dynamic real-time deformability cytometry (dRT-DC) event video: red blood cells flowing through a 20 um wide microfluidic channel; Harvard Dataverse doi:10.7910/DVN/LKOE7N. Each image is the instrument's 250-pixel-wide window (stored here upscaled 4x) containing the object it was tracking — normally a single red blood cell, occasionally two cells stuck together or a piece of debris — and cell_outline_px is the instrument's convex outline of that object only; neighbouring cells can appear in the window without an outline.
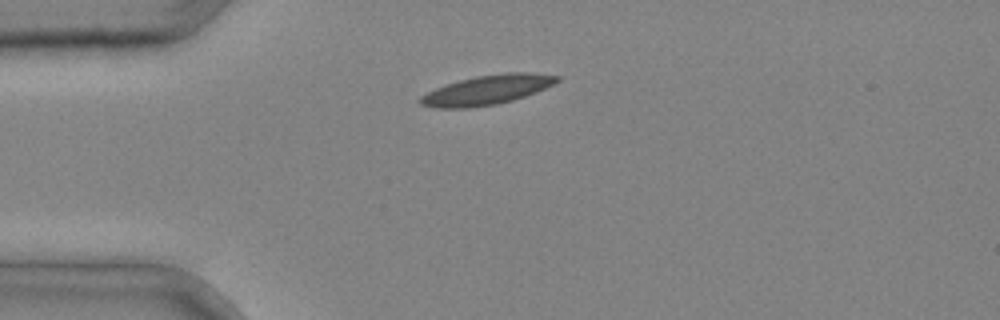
{"species": "common noctule bat (a hibernating species)", "species_latin": "Nyctalus noctula", "temperature_condition": "cold", "stored_images_in_passage": 2, "camera_frame_rate_fps": 3000, "um_per_image_px": 0.085, "animal": {"sex": "male", "body_mass_g": 20.4}, "frame": {"image": 1, "passage_image": 1, "time_ms": 0.0, "image_size_px": [1000, 320], "cell_outline_px": [[560, 80], [536, 92], [512, 100], [496, 104], [468, 108], [436, 108], [420, 104], [416, 100], [420, 96], [444, 84], [476, 76], [508, 72], [528, 72], [560, 76]], "centroid_in_image_um": [41.35, 7.64], "position_along_channel_um": 43.6, "area_um2": 23.41}}